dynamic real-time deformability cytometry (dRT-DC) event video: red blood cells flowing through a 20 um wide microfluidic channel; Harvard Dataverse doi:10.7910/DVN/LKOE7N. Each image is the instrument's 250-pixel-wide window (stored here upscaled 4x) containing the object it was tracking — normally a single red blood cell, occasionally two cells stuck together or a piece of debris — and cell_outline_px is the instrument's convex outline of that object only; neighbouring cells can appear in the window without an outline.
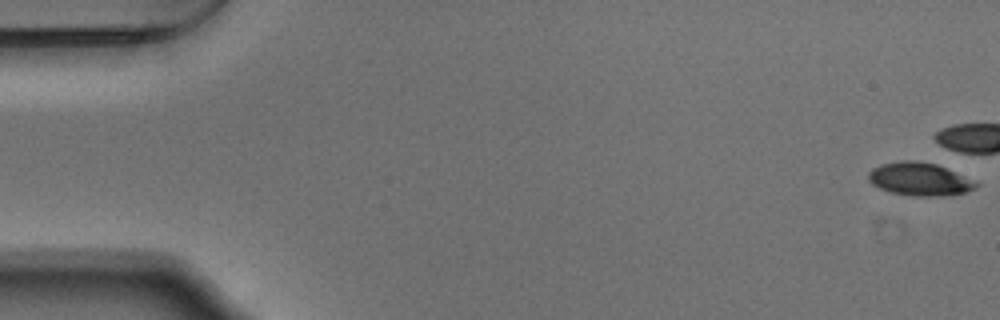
{"species": "Egyptian fruit bat (a non-hibernating species)", "species_latin": "Rousettus aegyptiacus", "temperature_condition": "warm", "stored_images_in_passage": 6, "camera_frame_rate_fps": 3000, "um_per_image_px": 0.085, "animal": {"sex": "male"}, "frame": {"image": 1, "passage_image": 1, "time_ms": 0.0, "image_size_px": [1000, 320], "cell_outline_px": [[980, 184], [964, 192], [936, 196], [916, 196], [892, 192], [880, 188], [872, 184], [868, 180], [868, 172], [872, 168], [884, 164], [900, 160], [916, 160], [936, 164]], "centroid_in_image_um": [78.08, 15.21], "position_along_channel_um": 6.9, "area_um2": 20.17}}